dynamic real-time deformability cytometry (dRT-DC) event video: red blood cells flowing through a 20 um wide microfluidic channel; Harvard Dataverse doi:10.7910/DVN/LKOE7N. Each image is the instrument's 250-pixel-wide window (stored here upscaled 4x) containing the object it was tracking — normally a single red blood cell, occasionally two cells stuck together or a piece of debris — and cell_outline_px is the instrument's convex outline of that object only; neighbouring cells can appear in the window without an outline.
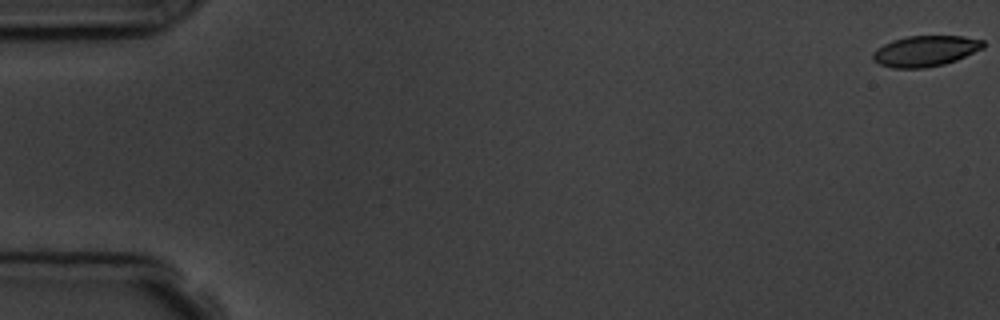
{"species": "common noctule bat (a hibernating species)", "species_latin": "Nyctalus noctula", "temperature_condition": "room temperature", "stored_images_in_passage": 6, "camera_frame_rate_fps": 3000, "um_per_image_px": 0.085, "animal": {"sex": "male", "body_mass_g": 19.5, "forearm_length_mm": 54.6}, "frame": {"image": 1, "passage_image": 1, "time_ms": 0.0, "image_size_px": [1000, 320], "cell_outline_px": [[984, 48], [956, 60], [944, 64], [924, 68], [892, 68], [880, 64], [872, 60], [872, 52], [884, 44], [892, 40], [908, 36], [964, 36], [984, 40]], "centroid_in_image_um": [78.65, 4.33], "position_along_channel_um": 6.4, "area_um2": 19.83}}
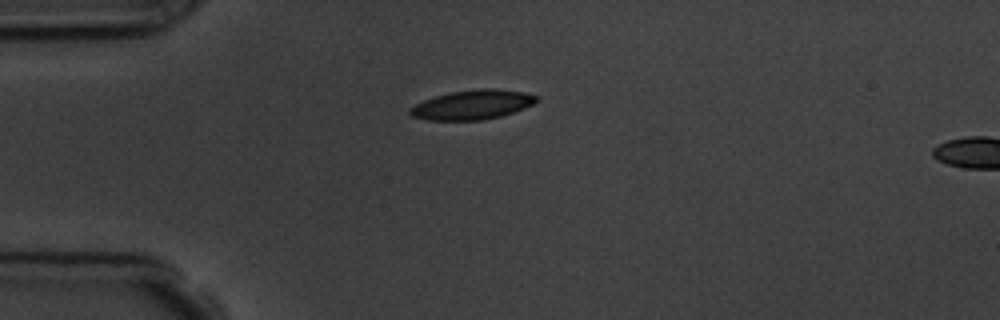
{"frame": {"image": 2, "passage_image": 5, "time_ms": 4.667, "image_size_px": [1000, 320], "cell_outline_px": [[540, 100], [524, 108], [500, 116], [480, 120], [428, 120], [412, 116], [408, 112], [408, 108], [424, 100], [436, 96], [452, 92], [480, 88], [496, 88], [524, 92], [540, 96]], "centroid_in_image_um": [40.18, 8.89], "position_along_channel_um": 44.8, "area_um2": 21.68}}